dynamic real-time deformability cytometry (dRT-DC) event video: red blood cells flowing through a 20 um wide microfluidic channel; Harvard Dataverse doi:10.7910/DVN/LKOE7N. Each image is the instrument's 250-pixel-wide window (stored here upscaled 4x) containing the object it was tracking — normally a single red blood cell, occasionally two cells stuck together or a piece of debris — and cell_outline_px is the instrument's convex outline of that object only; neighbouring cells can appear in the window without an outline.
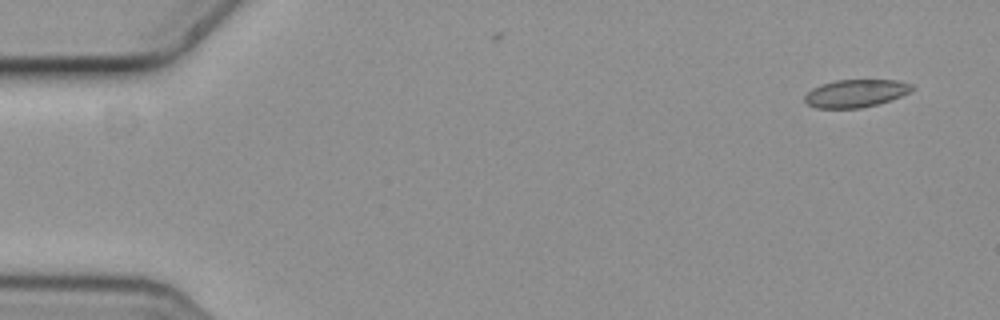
{"species": "common noctule bat (a hibernating species)", "species_latin": "Nyctalus noctula", "temperature_condition": "cold", "stored_images_in_passage": 5, "camera_frame_rate_fps": 3000, "um_per_image_px": 0.085, "animal": {"sex": "female", "body_mass_g": 19.3, "forearm_length_mm": 54.1}, "frame": {"image": 1, "passage_image": 1, "time_ms": 0.0, "image_size_px": [1000, 320], "cell_outline_px": [[916, 88], [900, 96], [880, 104], [860, 108], [816, 108], [804, 104], [804, 96], [812, 88], [820, 84], [836, 80], [896, 80], [912, 84]], "centroid_in_image_um": [72.7, 7.94], "position_along_channel_um": 12.3, "area_um2": 17.51}}
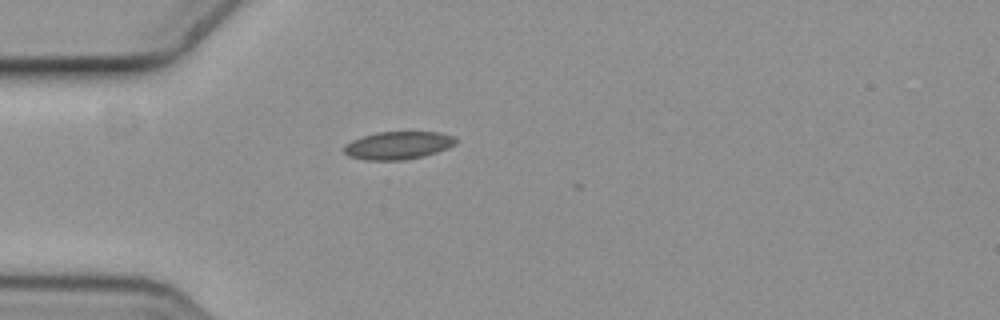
{"frame": {"image": 2, "passage_image": 4, "time_ms": 1.0, "image_size_px": [1000, 320], "cell_outline_px": [[456, 144], [448, 148], [424, 156], [404, 160], [364, 160], [348, 156], [344, 152], [344, 144], [352, 140], [376, 132], [440, 132], [452, 136], [456, 140]], "centroid_in_image_um": [33.81, 12.36], "position_along_channel_um": 51.2, "area_um2": 18.15}}